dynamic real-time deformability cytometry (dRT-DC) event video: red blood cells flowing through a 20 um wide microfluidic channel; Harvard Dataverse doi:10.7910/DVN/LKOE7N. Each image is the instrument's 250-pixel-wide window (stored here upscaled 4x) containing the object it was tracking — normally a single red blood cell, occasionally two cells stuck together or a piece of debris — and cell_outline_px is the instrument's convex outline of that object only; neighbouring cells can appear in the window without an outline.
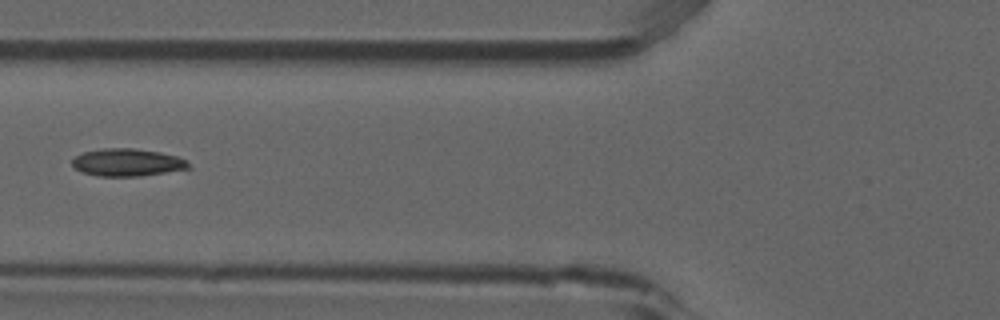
{"species": "common noctule bat (a hibernating species)", "species_latin": "Nyctalus noctula", "temperature_condition": "room temperature", "stored_images_in_passage": 7, "camera_frame_rate_fps": 3000, "um_per_image_px": 0.085, "animal": {"sex": "male", "forearm_length_mm": 52.5}, "frame": {"image": 1, "passage_image": 6, "time_ms": 1.667, "image_size_px": [1000, 320], "cell_outline_px": [[192, 168], [140, 176], [96, 176], [84, 172], [76, 168], [72, 164], [72, 160], [76, 156], [84, 152], [104, 148], [136, 148], [160, 152], [176, 156], [184, 160]], "centroid_in_image_um": [10.82, 13.8], "position_along_channel_um": 115.0, "area_um2": 18.5}}
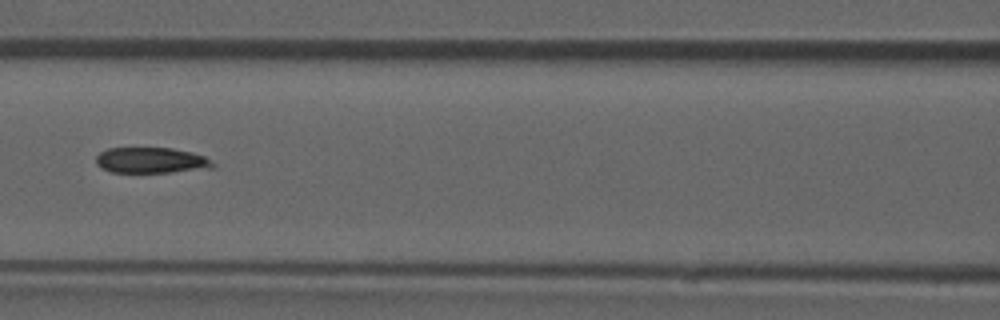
{"frame": {"image": 2, "passage_image": 7, "time_ms": 2.0, "image_size_px": [1000, 320], "cell_outline_px": [[216, 168], [172, 172], [112, 172], [96, 164], [96, 156], [100, 152], [108, 148], [172, 148], [192, 152], [204, 156], [216, 164]], "centroid_in_image_um": [12.9, 13.63], "position_along_channel_um": 153.7, "area_um2": 17.57}}